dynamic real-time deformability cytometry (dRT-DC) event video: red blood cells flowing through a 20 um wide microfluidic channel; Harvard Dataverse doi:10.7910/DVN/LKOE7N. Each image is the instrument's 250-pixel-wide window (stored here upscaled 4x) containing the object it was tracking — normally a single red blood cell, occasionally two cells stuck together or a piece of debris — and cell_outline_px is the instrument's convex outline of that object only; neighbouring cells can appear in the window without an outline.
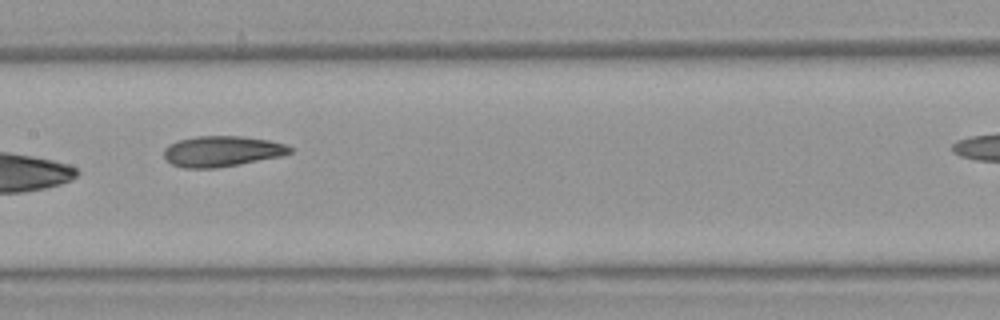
{"species": "Egyptian fruit bat (a non-hibernating species)", "species_latin": "Rousettus aegyptiacus", "temperature_condition": "warm", "stored_images_in_passage": 11, "camera_frame_rate_fps": 3000, "um_per_image_px": 0.085, "animal": {"sex": "female"}, "frame": {"image": 1, "passage_image": 7, "time_ms": 2.0, "image_size_px": [1000, 320], "cell_outline_px": [[292, 152], [280, 156], [240, 164], [216, 168], [184, 168], [172, 164], [164, 156], [164, 148], [168, 144], [180, 140], [196, 136], [240, 136], [268, 140], [284, 144], [292, 148]], "centroid_in_image_um": [18.84, 12.86], "position_along_channel_um": 188.6, "area_um2": 22.37}}
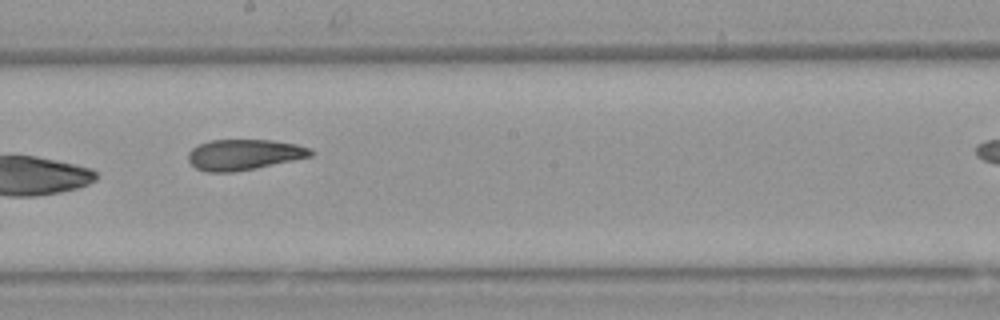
{"frame": {"image": 2, "passage_image": 8, "time_ms": 2.333, "image_size_px": [1000, 320], "cell_outline_px": [[316, 152], [312, 156], [256, 168], [232, 172], [208, 172], [196, 168], [188, 160], [188, 152], [192, 148], [208, 140], [272, 140], [296, 144], [312, 148]], "centroid_in_image_um": [20.76, 13.14], "position_along_channel_um": 227.4, "area_um2": 21.96}}
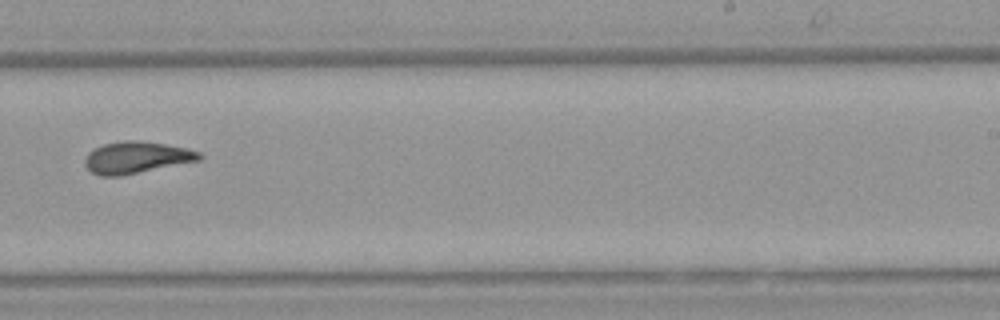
{"frame": {"image": 3, "passage_image": 11, "time_ms": 3.333, "image_size_px": [1000, 320], "cell_outline_px": [[204, 156], [200, 160], [120, 176], [100, 176], [92, 172], [84, 164], [84, 160], [88, 152], [104, 144], [128, 140], [136, 140], [164, 144], [188, 148], [200, 152]], "centroid_in_image_um": [11.61, 13.39], "position_along_channel_um": 277.4, "area_um2": 21.04}}